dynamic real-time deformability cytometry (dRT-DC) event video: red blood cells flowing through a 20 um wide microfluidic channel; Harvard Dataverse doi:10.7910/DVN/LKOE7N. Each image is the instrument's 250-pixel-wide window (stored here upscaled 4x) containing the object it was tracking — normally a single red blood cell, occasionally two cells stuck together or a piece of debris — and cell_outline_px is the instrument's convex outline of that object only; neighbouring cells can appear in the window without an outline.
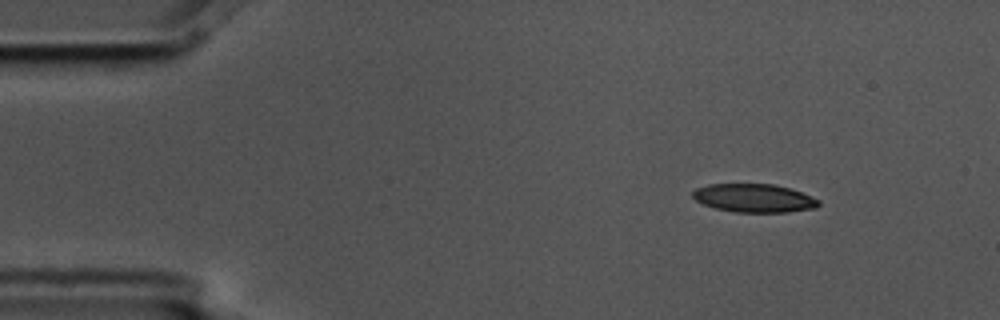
{"species": "common noctule bat (a hibernating species)", "species_latin": "Nyctalus noctula", "temperature_condition": "cold", "stored_images_in_passage": 5, "camera_frame_rate_fps": 3000, "um_per_image_px": 0.085, "animal": {"sex": "male", "body_mass_g": 17.5, "forearm_length_mm": 52.3}, "frame": {"image": 1, "passage_image": 1, "time_ms": 0.0, "image_size_px": [1000, 320], "cell_outline_px": [[820, 204], [816, 208], [788, 212], [736, 212], [716, 208], [704, 204], [696, 200], [692, 196], [692, 192], [696, 188], [708, 184], [772, 184], [788, 188], [800, 192], [820, 200]], "centroid_in_image_um": [64.09, 16.84], "position_along_channel_um": 20.9, "area_um2": 20.69}}
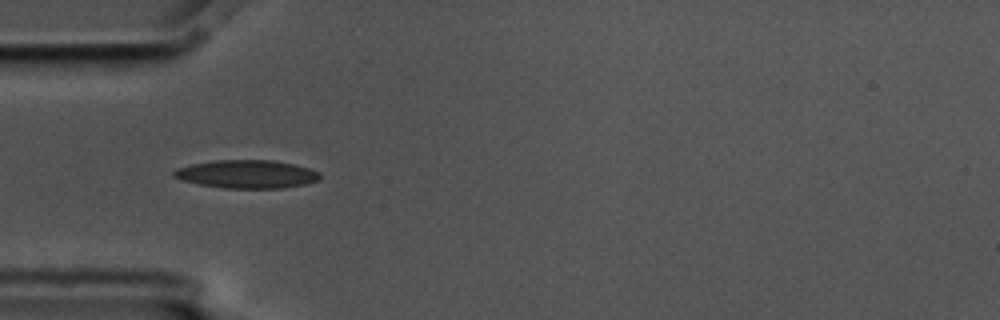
{"frame": {"image": 2, "passage_image": 4, "time_ms": 1.0, "image_size_px": [1000, 320], "cell_outline_px": [[320, 180], [304, 184], [284, 188], [224, 188], [200, 184], [184, 180], [172, 176], [172, 172], [176, 168], [192, 164], [216, 160], [272, 160], [292, 164], [308, 168], [320, 172]], "centroid_in_image_um": [20.98, 14.8], "position_along_channel_um": 64.0, "area_um2": 23.87}}